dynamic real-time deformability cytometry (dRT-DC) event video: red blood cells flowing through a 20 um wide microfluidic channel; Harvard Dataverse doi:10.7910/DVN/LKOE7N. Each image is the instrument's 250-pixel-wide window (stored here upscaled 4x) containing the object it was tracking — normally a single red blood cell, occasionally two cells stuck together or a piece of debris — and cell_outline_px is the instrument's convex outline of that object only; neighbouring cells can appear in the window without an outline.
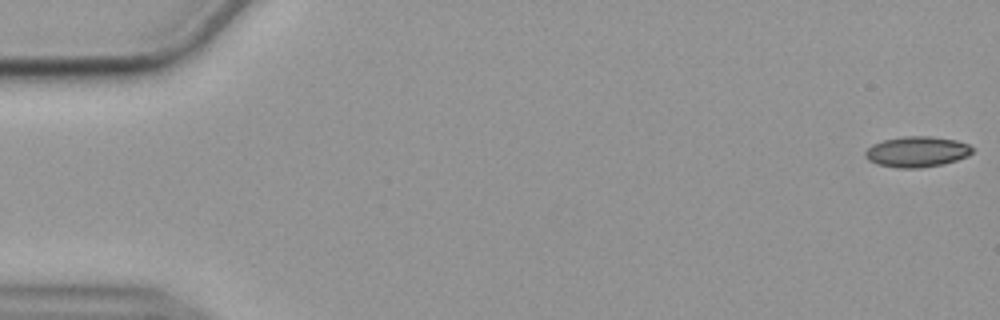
{"species": "common noctule bat (a hibernating species)", "species_latin": "Nyctalus noctula", "temperature_condition": "cold", "stored_images_in_passage": 55, "camera_frame_rate_fps": 3000, "um_per_image_px": 0.085, "animal": {"sex": "female", "body_mass_g": 19.9}, "frame": {"image": 1, "passage_image": 1, "time_ms": 0.0, "image_size_px": [1000, 320], "cell_outline_px": [[972, 152], [968, 156], [944, 164], [920, 168], [896, 168], [876, 164], [868, 160], [864, 156], [864, 152], [872, 144], [884, 140], [908, 136], [928, 136], [956, 140], [968, 144], [972, 148]], "centroid_in_image_um": [77.91, 12.91], "position_along_channel_um": 7.1, "area_um2": 19.13}}
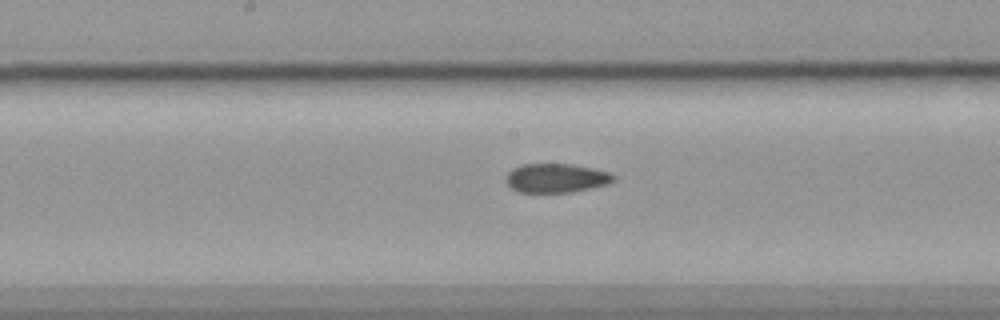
{"frame": {"image": 2, "passage_image": 29, "time_ms": 9.333, "image_size_px": [1000, 320], "cell_outline_px": [[616, 180], [608, 184], [592, 188], [572, 192], [520, 192], [512, 188], [504, 180], [508, 172], [512, 168], [524, 164], [572, 164], [592, 168], [608, 172], [616, 176]], "centroid_in_image_um": [47.29, 15.13], "position_along_channel_um": 200.9, "area_um2": 18.26}}
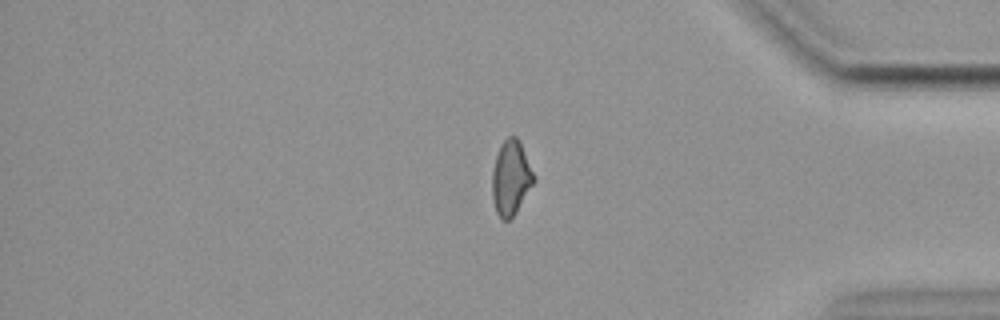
{"frame": {"image": 3, "passage_image": 47, "time_ms": 15.333, "image_size_px": [1000, 320], "cell_outline_px": [[536, 180], [516, 212], [508, 220], [500, 220], [496, 212], [492, 196], [492, 172], [496, 156], [500, 144], [508, 136], [516, 136], [520, 140], [536, 176]], "centroid_in_image_um": [43.44, 15.1], "position_along_channel_um": 391.8, "area_um2": 18.38}, "authors_computed_cell_mechanics": {"area_um2": 18.496, "velocity_mm_per_s": 3.5733, "shape_relaxation_time_tau1_ms": null, "shape_relaxation_time_tau2_ms": 4.0054, "deformation_change_tau1": null, "deformation_change_tau2": 0.0962}}